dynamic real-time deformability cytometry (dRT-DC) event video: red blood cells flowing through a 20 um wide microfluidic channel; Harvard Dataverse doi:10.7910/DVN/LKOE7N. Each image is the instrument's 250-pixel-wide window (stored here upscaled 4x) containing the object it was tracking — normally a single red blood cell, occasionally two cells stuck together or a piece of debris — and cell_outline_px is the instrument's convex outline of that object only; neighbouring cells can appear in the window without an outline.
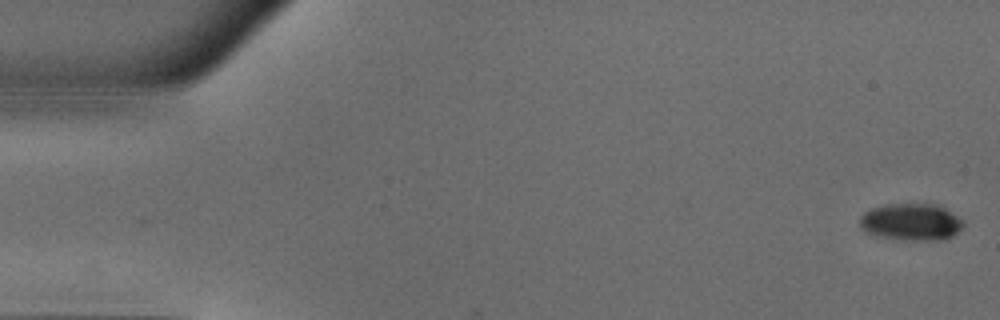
{"species": "common noctule bat (a hibernating species)", "species_latin": "Nyctalus noctula", "temperature_condition": "warm", "stored_images_in_passage": 50, "camera_frame_rate_fps": 3000, "um_per_image_px": 0.085, "animal": {"sex": "male", "body_mass_g": 18.8}, "frame": {"image": 1, "passage_image": 1, "time_ms": 0.0, "image_size_px": [1000, 320], "cell_outline_px": [[964, 224], [952, 236], [940, 240], [904, 240], [876, 236], [860, 228], [860, 216], [864, 212], [872, 208], [884, 204], [940, 204], [956, 216]], "centroid_in_image_um": [77.41, 18.86], "position_along_channel_um": 7.6, "area_um2": 22.25}}
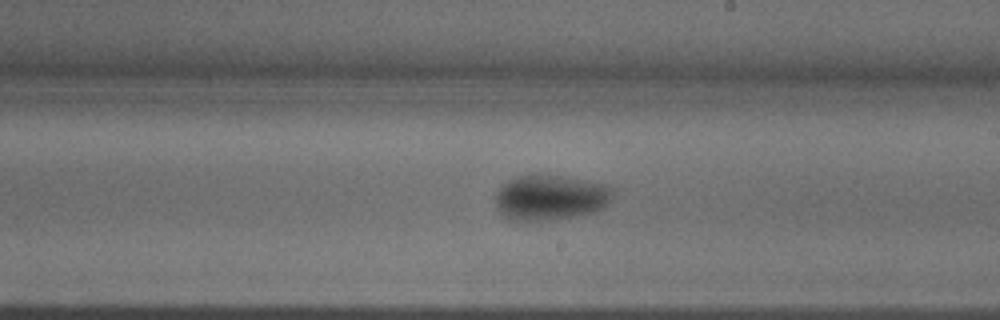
{"frame": {"image": 2, "passage_image": 29, "time_ms": 9.333, "image_size_px": [1000, 320], "cell_outline_px": [[612, 192], [604, 208], [596, 212], [556, 220], [508, 220], [496, 208], [496, 192], [508, 180], [516, 176], [560, 176], [608, 184], [612, 188]], "centroid_in_image_um": [46.78, 16.81], "position_along_channel_um": 242.2, "area_um2": 30.81}}
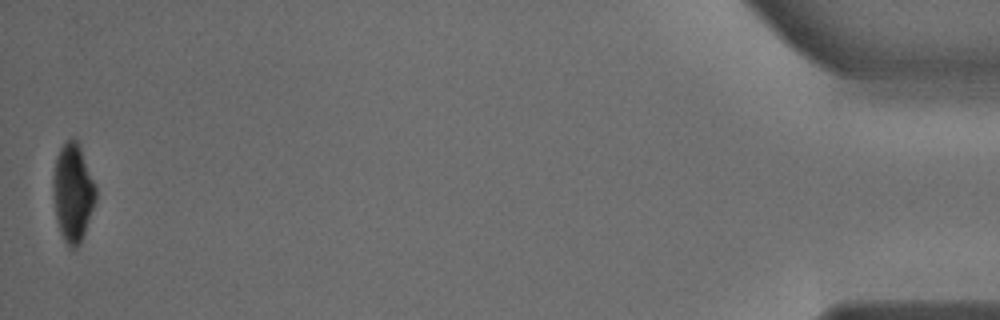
{"frame": {"image": 3, "passage_image": 50, "time_ms": 16.333, "image_size_px": [1000, 320], "cell_outline_px": [[96, 200], [80, 244], [76, 248], [68, 248], [60, 232], [56, 216], [52, 196], [52, 176], [56, 156], [60, 148], [72, 136], [76, 136], [80, 144], [96, 188]], "centroid_in_image_um": [6.17, 16.34], "position_along_channel_um": 429.0, "area_um2": 24.74}, "authors_computed_cell_mechanics": {"area_um2": 28.2931, "velocity_mm_per_s": 4.0139, "shape_relaxation_time_tau1_ms": 3.3179, "shape_relaxation_time_tau2_ms": 2.0043, "deformation_change_tau1": 0.1301, "deformation_change_tau2": 0.0382}}